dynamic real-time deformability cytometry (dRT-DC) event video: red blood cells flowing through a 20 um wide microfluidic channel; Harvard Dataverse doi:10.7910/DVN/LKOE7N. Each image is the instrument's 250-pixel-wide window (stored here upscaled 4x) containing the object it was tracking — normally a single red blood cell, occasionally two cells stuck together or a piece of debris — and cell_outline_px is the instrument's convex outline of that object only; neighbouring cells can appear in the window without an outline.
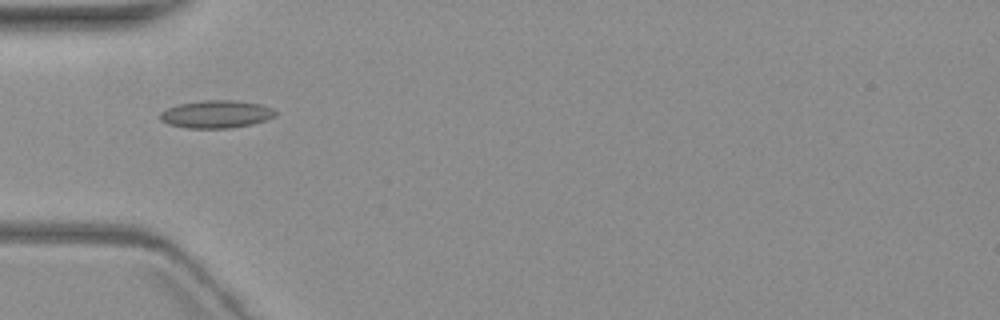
{"species": "common noctule bat (a hibernating species)", "species_latin": "Nyctalus noctula", "temperature_condition": "warm", "stored_images_in_passage": 9, "camera_frame_rate_fps": 3000, "um_per_image_px": 0.085, "animal": {"sex": "female", "body_mass_g": 19.3, "forearm_length_mm": 54.1}, "frame": {"image": 1, "passage_image": 6, "time_ms": 6.0, "image_size_px": [1000, 320], "cell_outline_px": [[280, 112], [276, 116], [252, 124], [232, 128], [188, 128], [168, 124], [160, 120], [160, 112], [168, 108], [180, 104], [204, 100], [236, 100], [260, 104], [272, 108]], "centroid_in_image_um": [18.42, 9.7], "position_along_channel_um": 66.6, "area_um2": 18.67}}
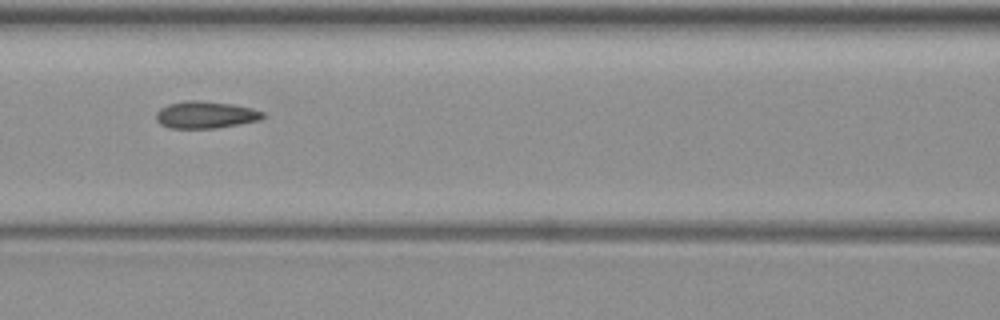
{"frame": {"image": 2, "passage_image": 8, "time_ms": 8.333, "image_size_px": [1000, 320], "cell_outline_px": [[264, 116], [260, 120], [216, 128], [168, 128], [160, 124], [156, 120], [156, 112], [160, 108], [168, 104], [184, 100], [200, 100], [232, 104], [252, 108], [264, 112]], "centroid_in_image_um": [17.44, 9.75], "position_along_channel_um": 149.2, "area_um2": 16.94}}
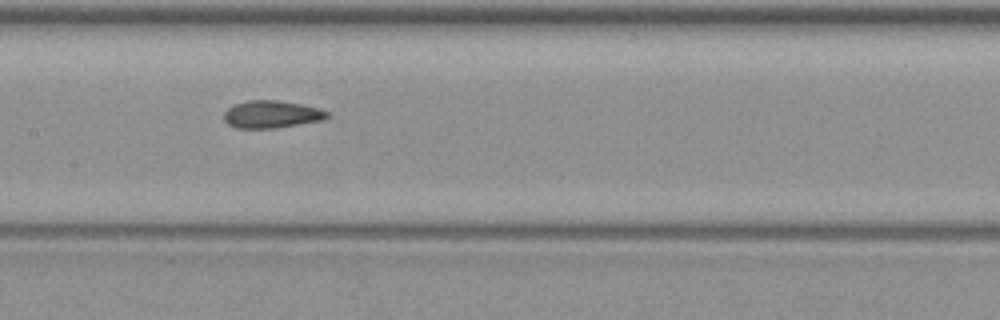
{"frame": {"image": 3, "passage_image": 9, "time_ms": 9.333, "image_size_px": [1000, 320], "cell_outline_px": [[328, 116], [324, 120], [276, 128], [236, 128], [228, 124], [224, 120], [224, 112], [228, 108], [236, 104], [248, 100], [276, 100], [300, 104], [316, 108], [328, 112]], "centroid_in_image_um": [23.06, 9.72], "position_along_channel_um": 184.3, "area_um2": 16.36}}